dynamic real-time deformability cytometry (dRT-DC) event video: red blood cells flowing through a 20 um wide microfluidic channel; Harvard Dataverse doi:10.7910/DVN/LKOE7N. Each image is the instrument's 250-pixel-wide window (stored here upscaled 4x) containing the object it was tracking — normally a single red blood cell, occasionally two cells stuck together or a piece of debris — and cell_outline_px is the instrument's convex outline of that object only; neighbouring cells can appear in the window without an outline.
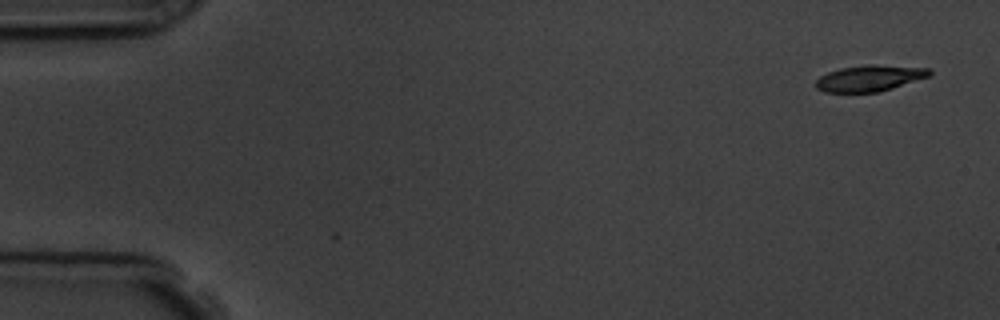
{"species": "common noctule bat (a hibernating species)", "species_latin": "Nyctalus noctula", "temperature_condition": "room temperature", "stored_images_in_passage": 4, "camera_frame_rate_fps": 3000, "um_per_image_px": 0.085, "animal": {"sex": "male", "body_mass_g": 19.5, "forearm_length_mm": 54.6}, "frame": {"image": 1, "passage_image": 1, "time_ms": 0.0, "image_size_px": [1000, 320], "cell_outline_px": [[932, 76], [892, 88], [876, 92], [824, 92], [816, 88], [812, 84], [820, 76], [828, 72], [840, 68], [868, 64], [872, 64], [932, 68]], "centroid_in_image_um": [73.93, 6.64], "position_along_channel_um": 11.1, "area_um2": 17.57}}
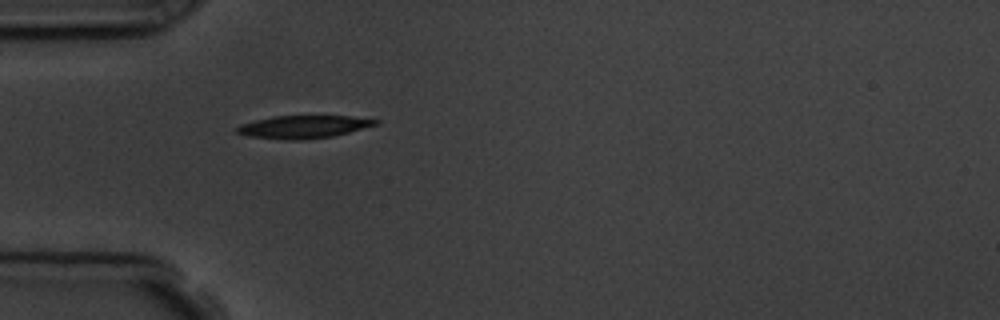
{"frame": {"image": 2, "passage_image": 4, "time_ms": 4.667, "image_size_px": [1000, 320], "cell_outline_px": [[380, 124], [332, 136], [300, 140], [284, 140], [248, 136], [236, 132], [236, 128], [240, 124], [272, 116], [348, 116], [380, 120]], "centroid_in_image_um": [25.79, 10.78], "position_along_channel_um": 59.2, "area_um2": 18.32}}